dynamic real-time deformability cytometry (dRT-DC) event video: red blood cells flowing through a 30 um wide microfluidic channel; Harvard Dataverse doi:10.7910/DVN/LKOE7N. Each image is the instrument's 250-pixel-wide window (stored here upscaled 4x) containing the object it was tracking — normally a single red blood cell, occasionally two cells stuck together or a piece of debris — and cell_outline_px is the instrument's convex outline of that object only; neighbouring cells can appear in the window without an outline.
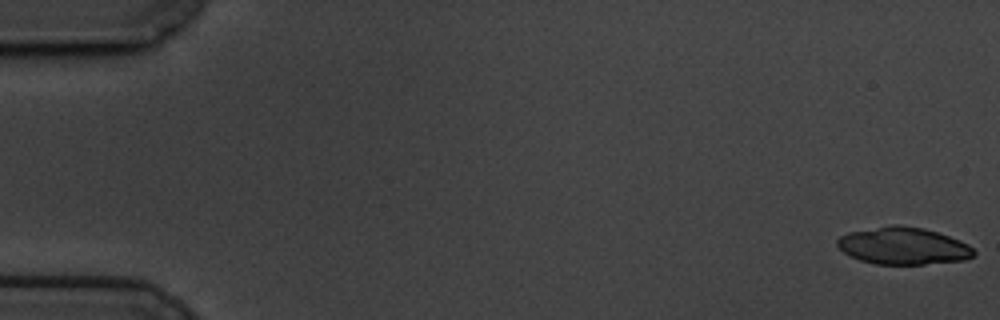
{"species": "common noctule bat (a hibernating species)", "species_latin": "Nyctalus noctula", "temperature_condition": "cold", "stored_images_in_passage": 11, "camera_frame_rate_fps": 3000, "um_per_image_px": 0.085, "animal": {"sex": "male", "body_mass_g": 19.5, "forearm_length_mm": 54.6}, "frame": {"image": 1, "passage_image": 1, "time_ms": 0.0, "image_size_px": [1000, 320], "cell_outline_px": [[976, 252], [972, 256], [964, 260], [924, 264], [876, 264], [860, 260], [844, 252], [836, 244], [836, 240], [840, 236], [848, 232], [892, 224], [900, 224], [924, 228], [948, 236], [968, 244]], "centroid_in_image_um": [76.75, 20.89], "position_along_channel_um": 8.2, "area_um2": 29.48}}